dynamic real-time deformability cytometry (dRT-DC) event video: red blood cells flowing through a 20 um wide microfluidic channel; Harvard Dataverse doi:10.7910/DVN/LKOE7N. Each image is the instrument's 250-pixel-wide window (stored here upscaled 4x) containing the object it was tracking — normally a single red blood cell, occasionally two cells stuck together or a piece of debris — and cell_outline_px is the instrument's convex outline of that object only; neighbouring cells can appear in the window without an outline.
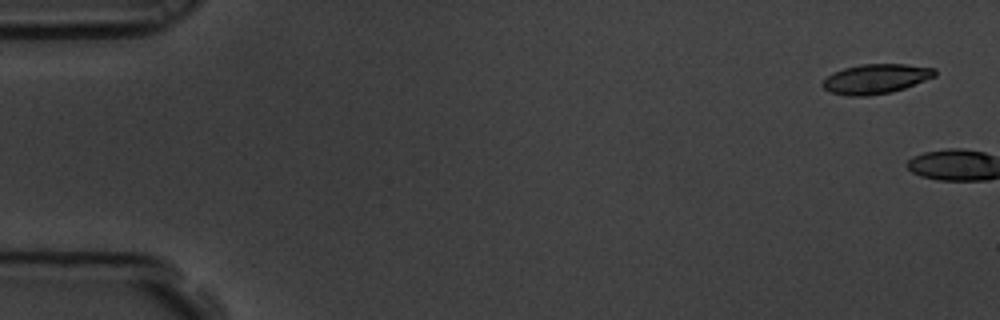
{"species": "common noctule bat (a hibernating species)", "species_latin": "Nyctalus noctula", "temperature_condition": "room temperature", "stored_images_in_passage": 3, "camera_frame_rate_fps": 3000, "um_per_image_px": 0.085, "animal": {"sex": "male", "body_mass_g": 19.5, "forearm_length_mm": 54.6}, "frame": {"image": 1, "passage_image": 1, "time_ms": 0.0, "image_size_px": [1000, 320], "cell_outline_px": [[936, 76], [904, 88], [892, 92], [868, 96], [848, 96], [828, 92], [820, 84], [832, 72], [844, 68], [860, 64], [904, 64], [936, 68]], "centroid_in_image_um": [74.42, 6.7], "position_along_channel_um": 10.6, "area_um2": 19.54}}